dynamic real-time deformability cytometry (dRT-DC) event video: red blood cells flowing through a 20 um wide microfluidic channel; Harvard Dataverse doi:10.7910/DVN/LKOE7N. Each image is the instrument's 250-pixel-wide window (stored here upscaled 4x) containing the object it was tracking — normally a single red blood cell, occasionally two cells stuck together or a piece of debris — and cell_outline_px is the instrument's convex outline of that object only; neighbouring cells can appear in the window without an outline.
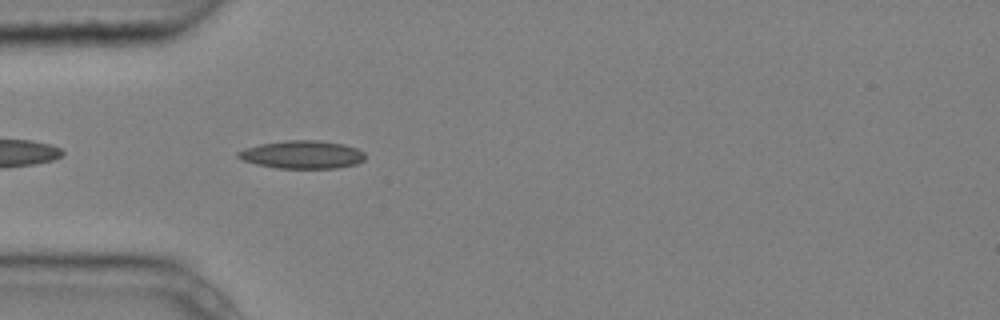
{"species": "common noctule bat (a hibernating species)", "species_latin": "Nyctalus noctula", "temperature_condition": "cold", "stored_images_in_passage": 2, "camera_frame_rate_fps": 3000, "um_per_image_px": 0.085, "animal": {"sex": "male", "body_mass_g": 20.4}, "frame": {"image": 1, "passage_image": 2, "time_ms": 0.333, "image_size_px": [1000, 320], "cell_outline_px": [[364, 160], [356, 164], [336, 168], [276, 168], [256, 164], [244, 160], [236, 156], [236, 152], [244, 148], [260, 144], [288, 140], [320, 140], [344, 144], [356, 148], [364, 152]], "centroid_in_image_um": [25.68, 13.14], "position_along_channel_um": 59.3, "area_um2": 20.75}}